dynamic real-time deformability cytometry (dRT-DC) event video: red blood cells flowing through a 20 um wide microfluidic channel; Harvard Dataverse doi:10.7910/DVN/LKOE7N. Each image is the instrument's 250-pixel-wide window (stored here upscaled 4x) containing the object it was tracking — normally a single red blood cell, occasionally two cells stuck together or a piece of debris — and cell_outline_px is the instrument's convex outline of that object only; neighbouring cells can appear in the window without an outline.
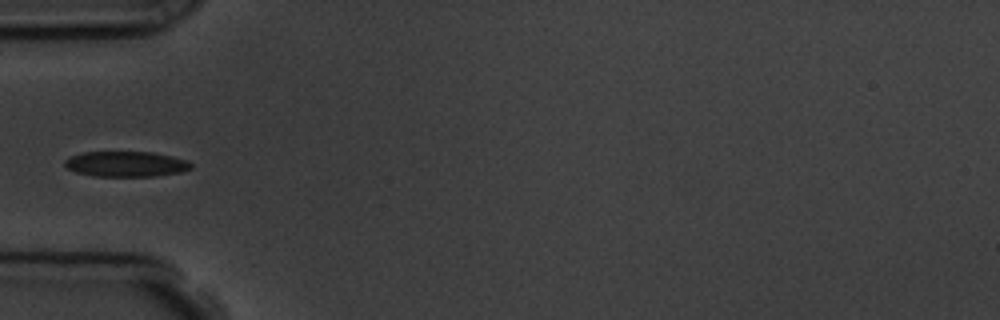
{"species": "common noctule bat (a hibernating species)", "species_latin": "Nyctalus noctula", "temperature_condition": "room temperature", "stored_images_in_passage": 4, "camera_frame_rate_fps": 3000, "um_per_image_px": 0.085, "animal": {"sex": "male", "body_mass_g": 19.5, "forearm_length_mm": 54.6}, "frame": {"image": 1, "passage_image": 4, "time_ms": 4.0, "image_size_px": [1000, 320], "cell_outline_px": [[192, 168], [180, 172], [156, 176], [92, 176], [76, 172], [68, 168], [64, 164], [64, 160], [68, 156], [84, 152], [152, 152], [172, 156], [188, 160], [192, 164]], "centroid_in_image_um": [10.7, 13.94], "position_along_channel_um": 74.3, "area_um2": 18.79}}